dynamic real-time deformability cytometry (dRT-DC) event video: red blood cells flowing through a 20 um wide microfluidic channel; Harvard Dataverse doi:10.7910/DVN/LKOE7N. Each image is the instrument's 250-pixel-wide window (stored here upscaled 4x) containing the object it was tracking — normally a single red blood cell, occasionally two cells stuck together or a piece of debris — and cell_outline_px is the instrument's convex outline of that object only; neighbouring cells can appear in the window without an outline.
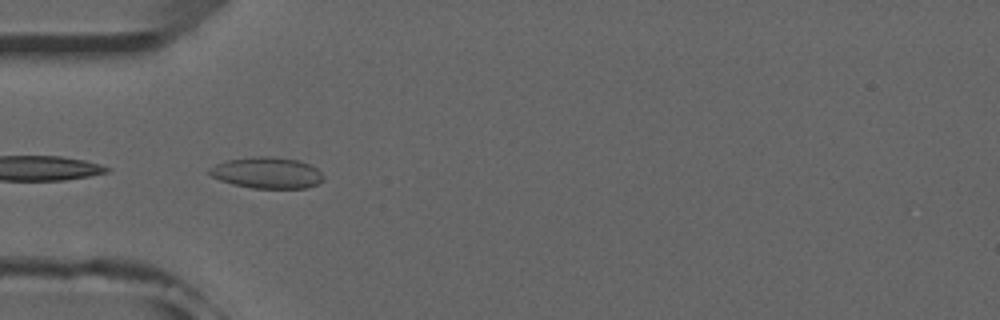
{"species": "common noctule bat (a hibernating species)", "species_latin": "Nyctalus noctula", "temperature_condition": "room temperature", "stored_images_in_passage": 17, "camera_frame_rate_fps": 3000, "um_per_image_px": 0.085, "animal": {"sex": "male", "forearm_length_mm": 52.5}, "frame": {"image": 1, "passage_image": 15, "time_ms": 4.667, "image_size_px": [1000, 320], "cell_outline_px": [[324, 180], [308, 188], [252, 188], [232, 184], [220, 180], [212, 176], [208, 172], [208, 168], [216, 164], [228, 160], [252, 156], [272, 156], [300, 160], [316, 168], [324, 176]], "centroid_in_image_um": [22.7, 14.68], "position_along_channel_um": 62.3, "area_um2": 20.87}}